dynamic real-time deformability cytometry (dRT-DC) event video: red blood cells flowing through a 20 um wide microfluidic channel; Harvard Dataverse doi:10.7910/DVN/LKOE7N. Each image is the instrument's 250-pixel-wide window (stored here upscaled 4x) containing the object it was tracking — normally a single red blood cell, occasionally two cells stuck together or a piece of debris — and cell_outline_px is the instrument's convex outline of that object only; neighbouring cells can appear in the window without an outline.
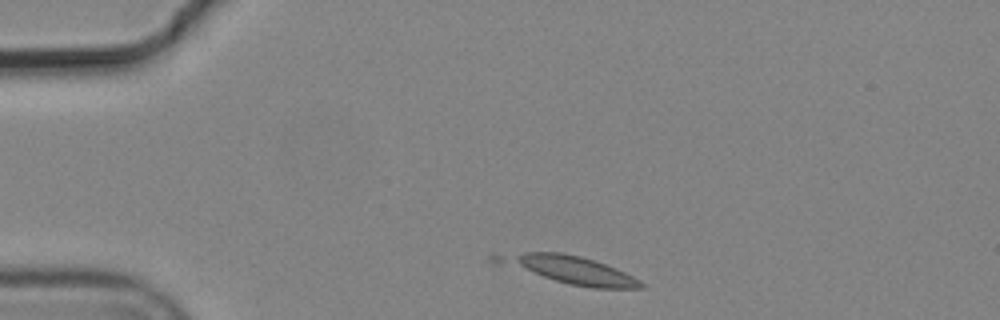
{"species": "common noctule bat (a hibernating species)", "species_latin": "Nyctalus noctula", "temperature_condition": "cold", "stored_images_in_passage": 3, "camera_frame_rate_fps": 3000, "um_per_image_px": 0.085, "animal": {"sex": "male", "body_mass_g": 19.2, "forearm_length_mm": 51.8}, "frame": {"image": 1, "passage_image": 1, "time_ms": 0.0, "image_size_px": [1000, 320], "cell_outline_px": [[644, 288], [592, 288], [568, 284], [544, 276], [512, 260], [516, 256], [524, 252], [560, 252], [580, 256], [604, 264], [624, 272], [640, 280], [644, 284]], "centroid_in_image_um": [49.05, 23.0], "position_along_channel_um": 36.0, "area_um2": 20.06}}
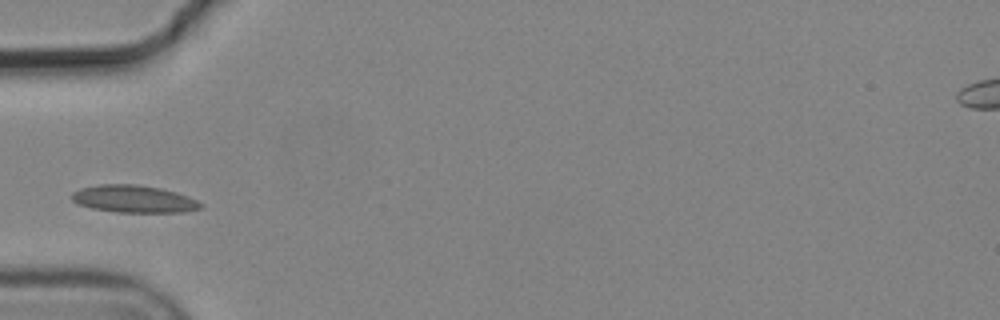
{"frame": {"image": 2, "passage_image": 3, "time_ms": 0.667, "image_size_px": [1000, 320], "cell_outline_px": [[204, 204], [200, 208], [184, 212], [116, 212], [92, 208], [76, 204], [72, 200], [72, 192], [80, 188], [100, 184], [136, 184], [160, 188], [176, 192], [188, 196]], "centroid_in_image_um": [11.35, 16.91], "position_along_channel_um": 73.6, "area_um2": 20.58}}